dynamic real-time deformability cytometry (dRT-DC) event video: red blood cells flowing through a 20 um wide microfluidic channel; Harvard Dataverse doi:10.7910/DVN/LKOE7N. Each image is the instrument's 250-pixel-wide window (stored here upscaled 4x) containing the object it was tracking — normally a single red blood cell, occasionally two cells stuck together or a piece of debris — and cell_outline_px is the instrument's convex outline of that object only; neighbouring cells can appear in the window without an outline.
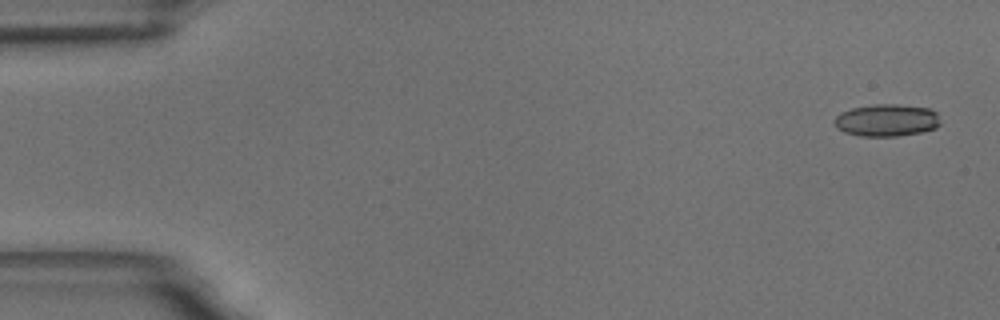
{"species": "common noctule bat (a hibernating species)", "species_latin": "Nyctalus noctula", "temperature_condition": "room temperature", "stored_images_in_passage": 13, "camera_frame_rate_fps": 3000, "um_per_image_px": 0.085, "animal": {"sex": "male", "body_mass_g": 18.8}, "frame": {"image": 1, "passage_image": 1, "time_ms": 0.0, "image_size_px": [1000, 320], "cell_outline_px": [[940, 124], [936, 128], [920, 132], [896, 136], [860, 136], [844, 132], [836, 128], [836, 116], [840, 112], [852, 108], [872, 104], [896, 104], [928, 108], [936, 112]], "centroid_in_image_um": [75.35, 10.22], "position_along_channel_um": 9.6, "area_um2": 19.83}}
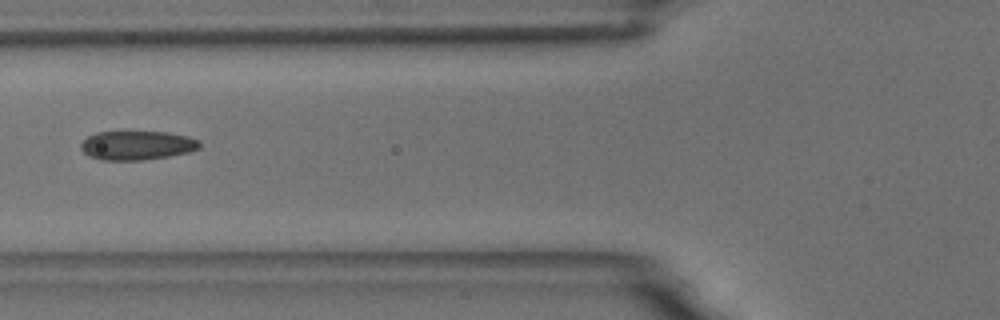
{"frame": {"image": 2, "passage_image": 6, "time_ms": 6.667, "image_size_px": [1000, 320], "cell_outline_px": [[200, 148], [188, 152], [168, 156], [140, 160], [100, 160], [88, 156], [80, 148], [80, 144], [88, 136], [96, 132], [168, 132], [188, 136], [200, 140]], "centroid_in_image_um": [11.64, 12.35], "position_along_channel_um": 114.2, "area_um2": 20.11}}
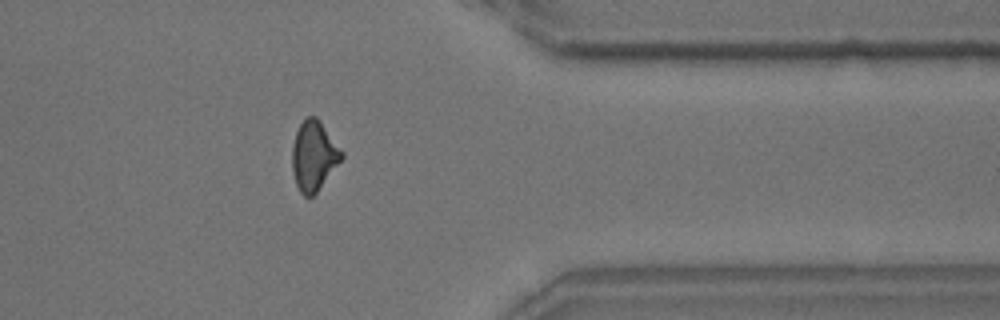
{"frame": {"image": 3, "passage_image": 13, "time_ms": 14.667, "image_size_px": [1000, 320], "cell_outline_px": [[344, 156], [316, 192], [312, 196], [304, 196], [300, 192], [296, 184], [292, 172], [292, 148], [296, 132], [300, 124], [308, 116], [316, 116], [320, 120], [344, 152]], "centroid_in_image_um": [26.67, 13.22], "position_along_channel_um": 384.7, "area_um2": 19.94}, "authors_computed_cell_mechanics": {"area_um2": 20.1144, "velocity_mm_per_s": 3.5391, "shape_relaxation_time_tau1_ms": 4.1758, "shape_relaxation_time_tau2_ms": 1.2611, "deformation_change_tau1": 0.1114, "deformation_change_tau2": 0.0489}}